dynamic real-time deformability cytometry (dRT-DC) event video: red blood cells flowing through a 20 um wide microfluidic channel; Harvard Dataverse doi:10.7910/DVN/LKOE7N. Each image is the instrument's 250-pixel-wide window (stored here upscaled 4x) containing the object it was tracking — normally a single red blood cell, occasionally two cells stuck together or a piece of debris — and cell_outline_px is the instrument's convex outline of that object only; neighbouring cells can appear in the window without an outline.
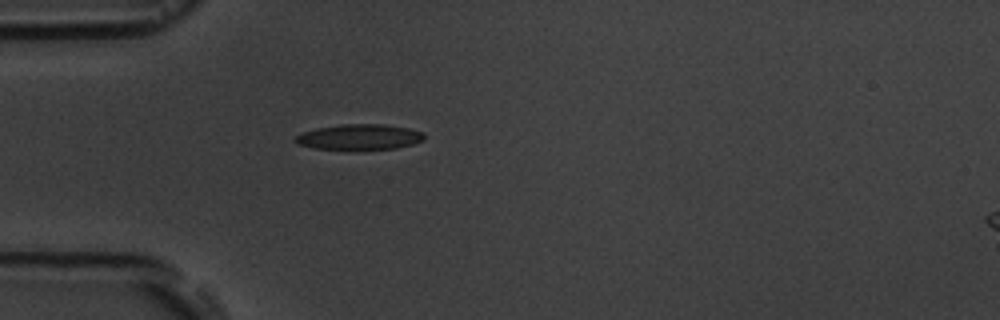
{"species": "common noctule bat (a hibernating species)", "species_latin": "Nyctalus noctula", "temperature_condition": "room temperature", "stored_images_in_passage": 5, "camera_frame_rate_fps": 3000, "um_per_image_px": 0.085, "animal": {"sex": "male", "body_mass_g": 19.5, "forearm_length_mm": 54.6}, "frame": {"image": 1, "passage_image": 5, "time_ms": 4.667, "image_size_px": [1000, 320], "cell_outline_px": [[424, 140], [412, 144], [396, 148], [312, 148], [296, 144], [292, 140], [296, 136], [304, 132], [316, 128], [344, 124], [384, 124], [408, 128], [424, 132]], "centroid_in_image_um": [30.54, 11.62], "position_along_channel_um": 54.5, "area_um2": 18.79}}